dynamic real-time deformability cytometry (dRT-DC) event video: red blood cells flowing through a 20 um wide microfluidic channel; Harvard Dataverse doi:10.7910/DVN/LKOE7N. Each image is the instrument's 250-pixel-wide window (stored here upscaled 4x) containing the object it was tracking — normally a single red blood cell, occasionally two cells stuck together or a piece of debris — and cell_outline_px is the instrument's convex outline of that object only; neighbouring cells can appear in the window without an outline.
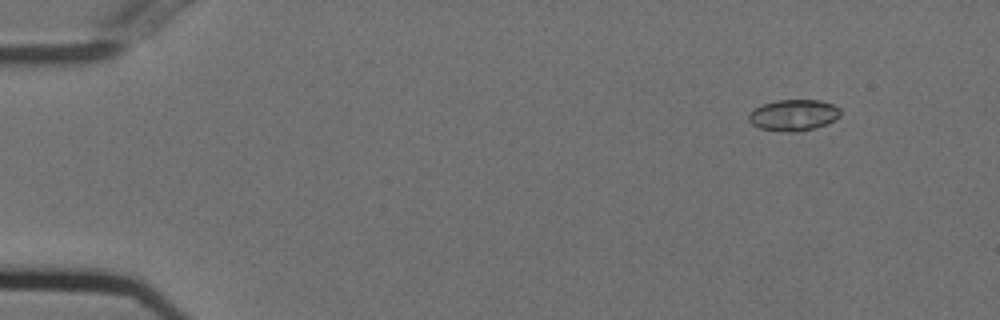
{"species": "Egyptian fruit bat (a non-hibernating species)", "species_latin": "Rousettus aegyptiacus", "temperature_condition": "cold", "stored_images_in_passage": 52, "camera_frame_rate_fps": 3000, "um_per_image_px": 0.085, "animal": {"sex": "female"}, "frame": {"image": 1, "passage_image": 3, "time_ms": 0.667, "image_size_px": [1000, 320], "cell_outline_px": [[840, 116], [816, 128], [796, 132], [788, 132], [760, 128], [752, 124], [748, 120], [748, 116], [756, 108], [764, 104], [776, 100], [820, 100], [832, 104], [840, 108]], "centroid_in_image_um": [67.46, 9.78], "position_along_channel_um": 17.5, "area_um2": 16.47}}
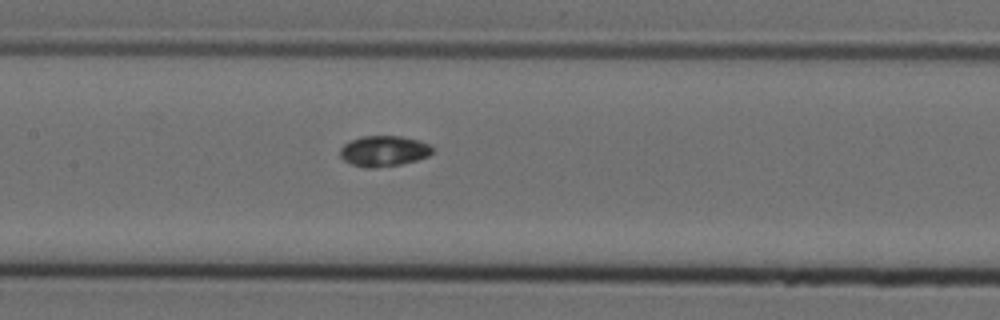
{"frame": {"image": 2, "passage_image": 24, "time_ms": 7.667, "image_size_px": [1000, 320], "cell_outline_px": [[432, 152], [428, 156], [416, 160], [400, 164], [376, 168], [364, 168], [352, 164], [344, 160], [340, 156], [340, 148], [344, 144], [352, 140], [364, 136], [400, 136], [420, 140], [428, 144], [432, 148]], "centroid_in_image_um": [32.61, 12.84], "position_along_channel_um": 174.8, "area_um2": 16.42}}
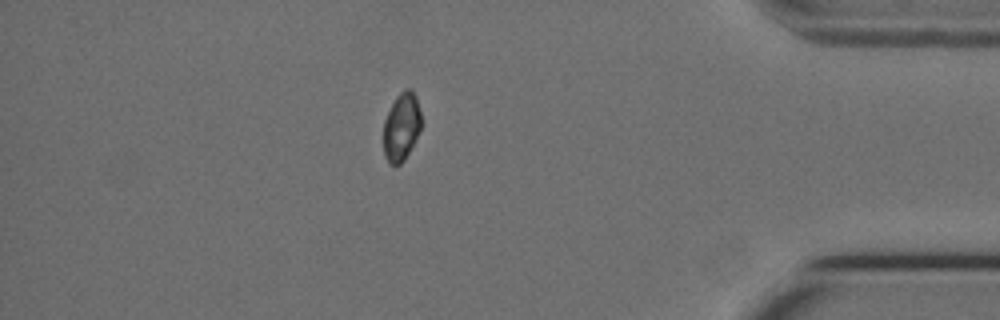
{"frame": {"image": 3, "passage_image": 45, "time_ms": 14.667, "image_size_px": [1000, 320], "cell_outline_px": [[420, 128], [404, 160], [400, 164], [388, 164], [384, 156], [384, 120], [396, 96], [404, 88], [412, 88], [416, 96], [420, 112]], "centroid_in_image_um": [34.1, 10.75], "position_along_channel_um": 401.1, "area_um2": 14.74}}